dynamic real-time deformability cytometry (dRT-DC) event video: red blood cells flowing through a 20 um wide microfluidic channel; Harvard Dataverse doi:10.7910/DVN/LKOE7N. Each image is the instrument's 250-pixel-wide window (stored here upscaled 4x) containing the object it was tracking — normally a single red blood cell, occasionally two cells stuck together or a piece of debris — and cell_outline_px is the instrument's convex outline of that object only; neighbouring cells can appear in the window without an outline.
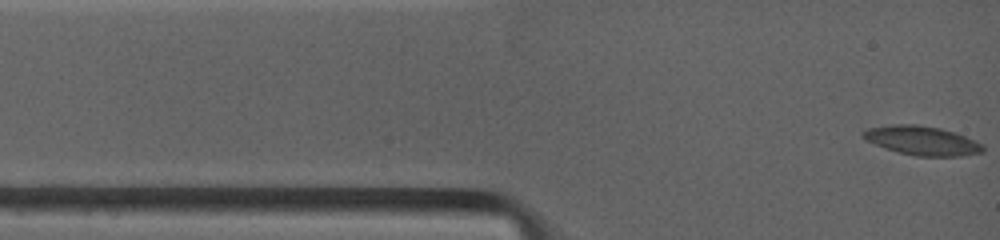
{"species": "common noctule bat (a hibernating species)", "species_latin": "Nyctalus noctula", "temperature_condition": "warm", "stored_images_in_passage": 5, "camera_frame_rate_fps": 4500, "um_per_image_px": 0.085, "animal": {"sex": "female", "body_mass_g": 19.0, "forearm_length_mm": 53.3}, "frame": {"image": 1, "passage_image": 1, "time_ms": 0.0, "image_size_px": [1000, 240], "cell_outline_px": [[984, 152], [960, 156], [916, 156], [900, 152], [876, 144], [860, 136], [860, 132], [868, 128], [896, 124], [916, 124], [940, 128], [964, 136], [980, 144], [984, 148]], "centroid_in_image_um": [78.35, 11.94], "position_along_channel_um": 6.7, "area_um2": 19.88}}
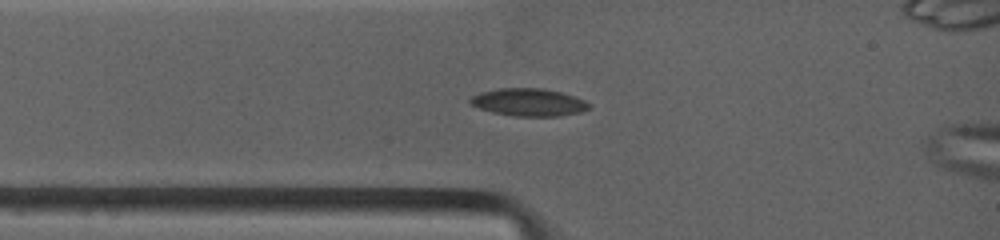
{"frame": {"image": 2, "passage_image": 4, "time_ms": 2.222, "image_size_px": [1000, 240], "cell_outline_px": [[588, 108], [580, 112], [560, 116], [512, 116], [492, 112], [480, 108], [472, 104], [468, 100], [472, 96], [480, 92], [500, 88], [540, 88], [560, 92], [584, 100], [588, 104]], "centroid_in_image_um": [44.9, 8.69], "position_along_channel_um": 40.1, "area_um2": 18.84}}